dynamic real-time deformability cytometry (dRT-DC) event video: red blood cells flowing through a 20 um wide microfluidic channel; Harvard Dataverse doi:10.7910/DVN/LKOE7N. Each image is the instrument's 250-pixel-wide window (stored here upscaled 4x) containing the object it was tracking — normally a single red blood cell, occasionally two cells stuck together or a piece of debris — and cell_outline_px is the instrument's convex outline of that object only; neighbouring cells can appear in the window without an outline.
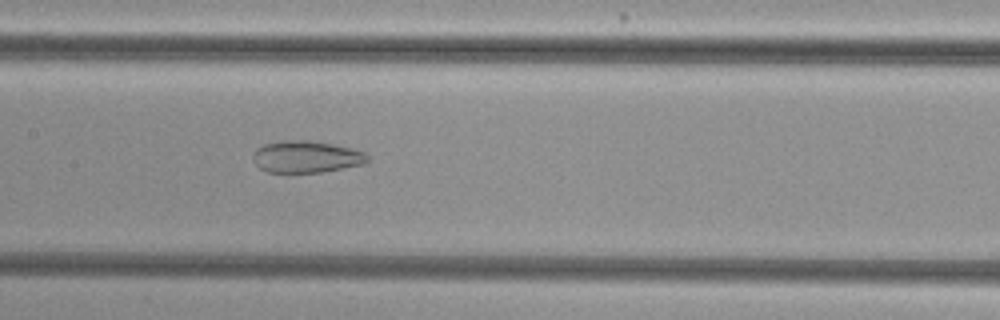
{"species": "common noctule bat (a hibernating species)", "species_latin": "Nyctalus noctula", "temperature_condition": "cold", "stored_images_in_passage": 54, "camera_frame_rate_fps": 3000, "um_per_image_px": 0.085, "animal": {"sex": "female", "body_mass_g": 29.2, "forearm_length_mm": 56.3}, "frame": {"image": 1, "passage_image": 27, "time_ms": 8.667, "image_size_px": [1000, 320], "cell_outline_px": [[368, 160], [364, 164], [320, 172], [268, 172], [260, 168], [256, 164], [256, 148], [264, 144], [280, 140], [308, 140], [332, 144], [352, 148], [364, 152], [368, 156]], "centroid_in_image_um": [26.06, 13.31], "position_along_channel_um": 181.3, "area_um2": 20.98}}
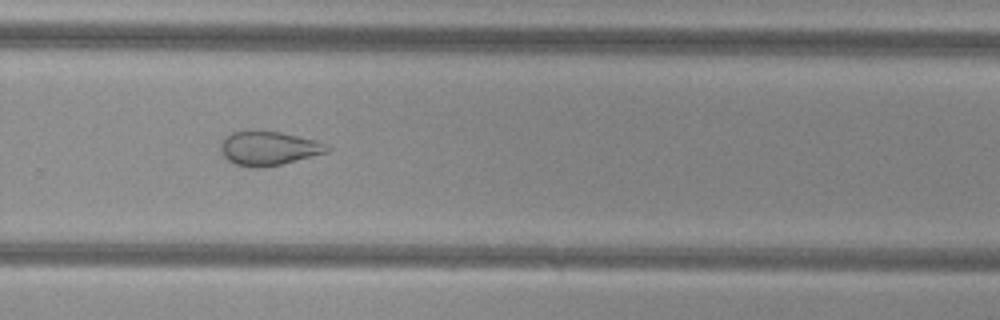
{"frame": {"image": 2, "passage_image": 37, "time_ms": 12.0, "image_size_px": [1000, 320], "cell_outline_px": [[332, 148], [328, 152], [280, 164], [260, 168], [236, 164], [228, 160], [224, 156], [220, 148], [220, 144], [224, 136], [232, 132], [280, 132], [316, 140]], "centroid_in_image_um": [22.83, 12.61], "position_along_channel_um": 307.0, "area_um2": 20.63}}
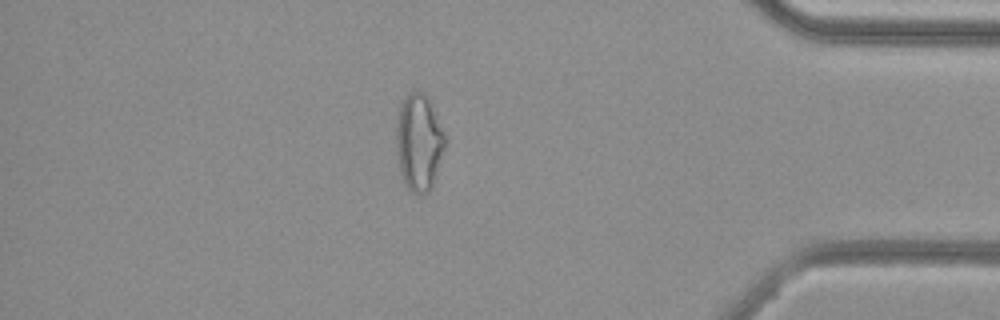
{"frame": {"image": 3, "passage_image": 47, "time_ms": 15.333, "image_size_px": [1000, 320], "cell_outline_px": [[448, 144], [432, 184], [428, 192], [420, 196], [416, 196], [408, 188], [400, 172], [396, 156], [396, 124], [400, 104], [408, 92], [412, 88], [424, 92], [428, 96], [444, 132]], "centroid_in_image_um": [35.61, 12.07], "position_along_channel_um": 399.6, "area_um2": 28.26}, "authors_computed_cell_mechanics": {"area_um2": 28.2064, "velocity_mm_per_s": 3.7788, "shape_relaxation_time_tau1_ms": null, "shape_relaxation_time_tau2_ms": 2.1356, "deformation_change_tau1": null, "deformation_change_tau2": 0.102}}